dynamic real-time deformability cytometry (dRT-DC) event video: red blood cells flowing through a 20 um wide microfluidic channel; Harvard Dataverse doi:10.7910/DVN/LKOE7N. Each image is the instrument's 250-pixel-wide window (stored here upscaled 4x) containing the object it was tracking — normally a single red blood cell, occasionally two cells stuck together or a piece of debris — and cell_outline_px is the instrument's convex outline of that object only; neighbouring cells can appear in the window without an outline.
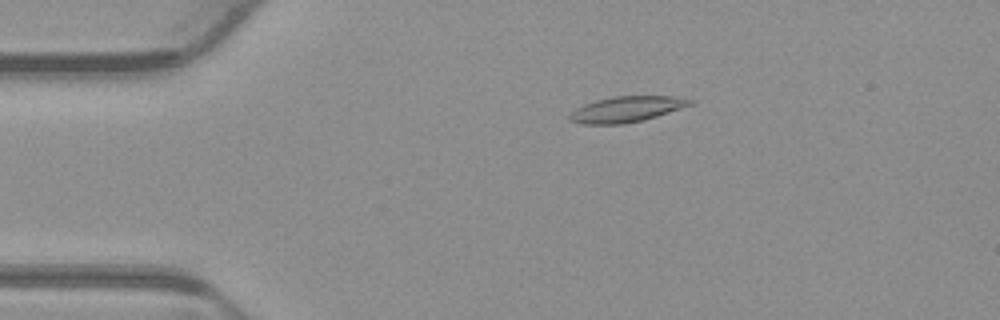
{"species": "common noctule bat (a hibernating species)", "species_latin": "Nyctalus noctula", "temperature_condition": "warm", "stored_images_in_passage": 54, "camera_frame_rate_fps": 3000, "um_per_image_px": 0.085, "animal": {"sex": "male", "body_mass_g": 23.1, "forearm_length_mm": 52.7}, "frame": {"image": 1, "passage_image": 11, "time_ms": 3.333, "image_size_px": [1000, 320], "cell_outline_px": [[696, 100], [692, 104], [644, 120], [624, 124], [580, 124], [568, 120], [568, 116], [576, 108], [584, 104], [596, 100], [612, 96], [672, 96]], "centroid_in_image_um": [53.22, 9.28], "position_along_channel_um": 31.8, "area_um2": 18.03}}
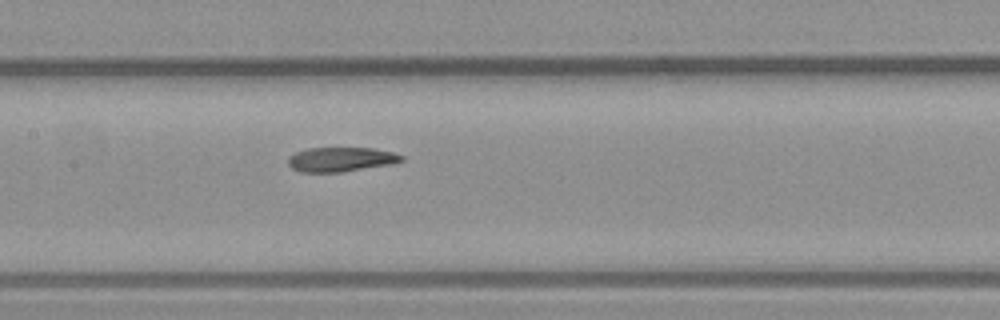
{"frame": {"image": 2, "passage_image": 26, "time_ms": 8.333, "image_size_px": [1000, 320], "cell_outline_px": [[404, 160], [392, 164], [340, 172], [300, 172], [292, 168], [288, 164], [288, 156], [296, 152], [308, 148], [376, 148], [392, 152], [404, 156]], "centroid_in_image_um": [28.98, 13.54], "position_along_channel_um": 178.4, "area_um2": 16.18}}
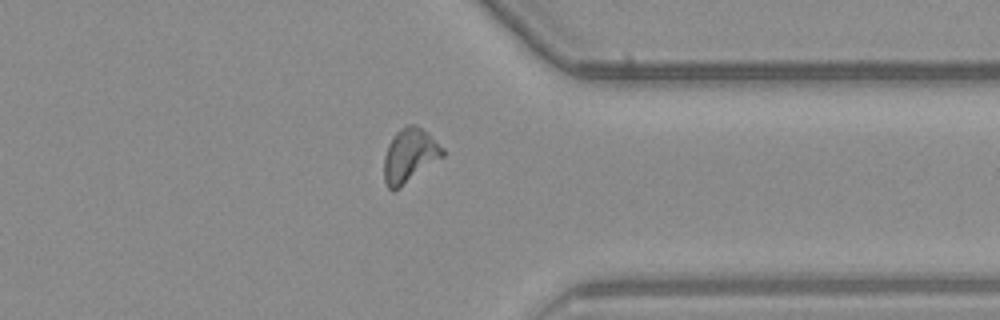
{"frame": {"image": 3, "passage_image": 42, "time_ms": 13.667, "image_size_px": [1000, 320], "cell_outline_px": [[444, 156], [400, 188], [392, 192], [388, 188], [384, 180], [384, 156], [388, 144], [396, 132], [400, 128], [408, 124], [416, 124], [428, 132], [444, 148]], "centroid_in_image_um": [34.82, 13.21], "position_along_channel_um": 376.6, "area_um2": 18.67}, "authors_computed_cell_mechanics": {"area_um2": 17.5423, "velocity_mm_per_s": 3.8413, "shape_relaxation_time_tau1_ms": null, "shape_relaxation_time_tau2_ms": 4.338, "deformation_change_tau1": null, "deformation_change_tau2": 0.1221}}